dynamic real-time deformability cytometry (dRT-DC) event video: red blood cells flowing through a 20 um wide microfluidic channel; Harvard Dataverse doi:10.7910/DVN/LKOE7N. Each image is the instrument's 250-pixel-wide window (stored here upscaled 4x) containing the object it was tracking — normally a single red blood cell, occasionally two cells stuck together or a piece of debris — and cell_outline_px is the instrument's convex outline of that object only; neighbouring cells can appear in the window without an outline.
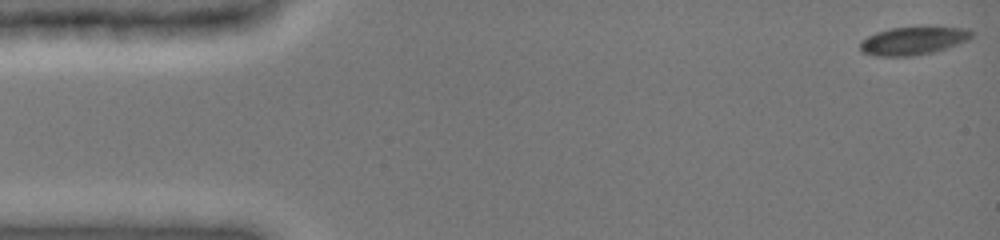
{"species": "common noctule bat (a hibernating species)", "species_latin": "Nyctalus noctula", "temperature_condition": "cold", "stored_images_in_passage": 49, "camera_frame_rate_fps": 3000, "um_per_image_px": 0.085, "animal": {"sex": "female", "body_mass_g": 19.0, "forearm_length_mm": 51.5}, "frame": {"image": 1, "passage_image": 1, "time_ms": 0.0, "image_size_px": [1000, 240], "cell_outline_px": [[976, 32], [968, 40], [932, 52], [912, 56], [876, 56], [864, 52], [860, 48], [860, 40], [876, 32], [892, 28], [928, 24], [968, 28]], "centroid_in_image_um": [77.68, 3.4], "position_along_channel_um": 7.3, "area_um2": 18.9}}
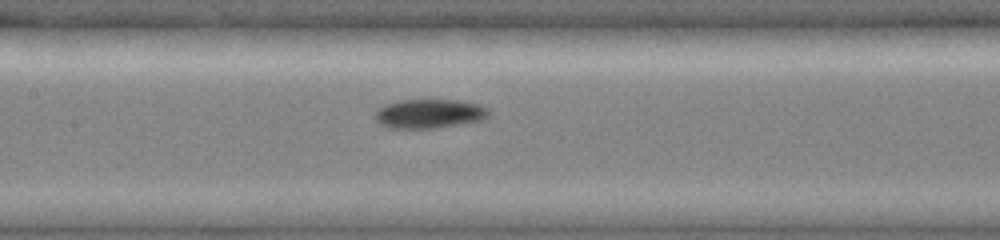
{"frame": {"image": 2, "passage_image": 23, "time_ms": 7.333, "image_size_px": [1000, 240], "cell_outline_px": [[488, 116], [480, 120], [436, 128], [388, 128], [380, 124], [376, 120], [376, 112], [384, 104], [400, 100], [456, 100], [480, 104], [488, 108]], "centroid_in_image_um": [36.47, 9.66], "position_along_channel_um": 170.9, "area_um2": 19.13}}
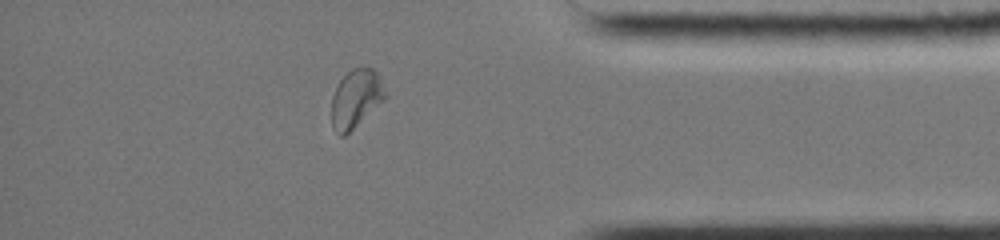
{"frame": {"image": 3, "passage_image": 42, "time_ms": 13.667, "image_size_px": [1000, 240], "cell_outline_px": [[384, 100], [344, 136], [340, 136], [336, 132], [332, 124], [332, 96], [340, 80], [352, 68], [372, 68], [380, 76], [384, 92]], "centroid_in_image_um": [30.23, 8.37], "position_along_channel_um": 405.0, "area_um2": 17.69}, "authors_computed_cell_mechanics": {"area_um2": 18.6116, "velocity_mm_per_s": 3.8868, "shape_relaxation_time_tau1_ms": 9.9947, "shape_relaxation_time_tau2_ms": 2.1895, "deformation_change_tau1": 0.2176, "deformation_change_tau2": 0.0468}}